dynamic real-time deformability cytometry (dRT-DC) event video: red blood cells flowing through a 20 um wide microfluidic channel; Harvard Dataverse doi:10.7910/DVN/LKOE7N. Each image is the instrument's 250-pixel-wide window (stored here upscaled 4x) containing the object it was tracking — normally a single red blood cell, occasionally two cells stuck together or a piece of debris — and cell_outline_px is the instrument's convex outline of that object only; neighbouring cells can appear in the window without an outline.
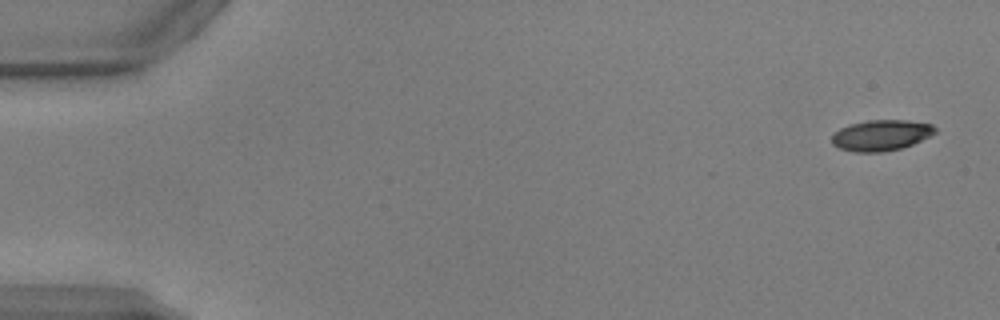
{"species": "common noctule bat (a hibernating species)", "species_latin": "Nyctalus noctula", "temperature_condition": "warm", "stored_images_in_passage": 13, "camera_frame_rate_fps": 3000, "um_per_image_px": 0.085, "animal": {"sex": "male", "body_mass_g": 17.9, "forearm_length_mm": 54.2}, "frame": {"image": 1, "passage_image": 1, "time_ms": 0.0, "image_size_px": [1000, 320], "cell_outline_px": [[936, 132], [912, 144], [900, 148], [884, 152], [852, 152], [840, 148], [832, 144], [832, 136], [840, 128], [848, 124], [868, 120], [908, 120], [932, 124], [936, 128]], "centroid_in_image_um": [74.87, 11.49], "position_along_channel_um": 10.1, "area_um2": 18.5}}
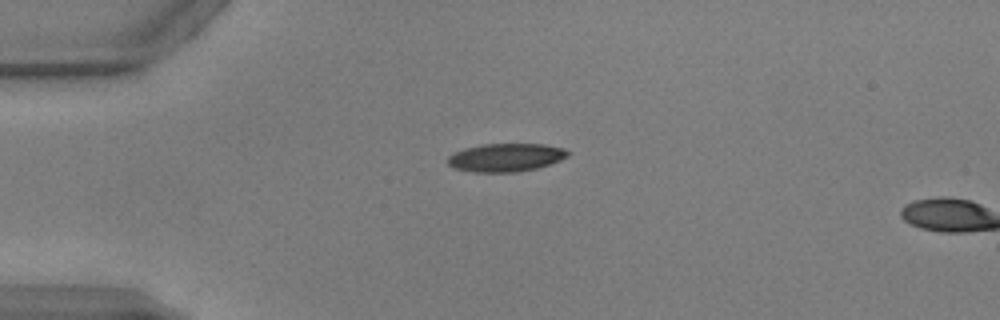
{"frame": {"image": 2, "passage_image": 12, "time_ms": 3.667, "image_size_px": [1000, 320], "cell_outline_px": [[568, 156], [552, 164], [536, 168], [516, 172], [472, 172], [456, 168], [448, 164], [448, 156], [464, 148], [484, 144], [544, 144], [564, 148], [568, 152]], "centroid_in_image_um": [43.01, 13.38], "position_along_channel_um": 42.0, "area_um2": 19.65}}